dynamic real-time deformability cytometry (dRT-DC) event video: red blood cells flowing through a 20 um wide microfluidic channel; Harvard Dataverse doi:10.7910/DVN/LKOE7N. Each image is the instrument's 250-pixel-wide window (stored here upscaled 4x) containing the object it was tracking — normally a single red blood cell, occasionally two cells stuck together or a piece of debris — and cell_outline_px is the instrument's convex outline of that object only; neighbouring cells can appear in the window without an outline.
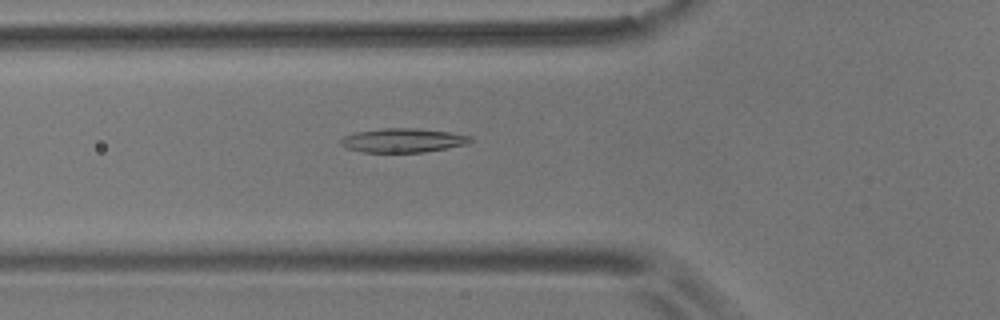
{"species": "common noctule bat (a hibernating species)", "species_latin": "Nyctalus noctula", "temperature_condition": "room temperature", "stored_images_in_passage": 31, "camera_frame_rate_fps": 3000, "um_per_image_px": 0.085, "animal": {"sex": "male", "body_mass_g": 17.9}, "frame": {"image": 1, "passage_image": 6, "time_ms": 1.667, "image_size_px": [1000, 320], "cell_outline_px": [[472, 140], [468, 144], [448, 148], [424, 152], [364, 152], [344, 148], [340, 144], [340, 140], [344, 136], [356, 132], [384, 128], [416, 128], [448, 132], [472, 136]], "centroid_in_image_um": [34.24, 11.93], "position_along_channel_um": 91.6, "area_um2": 18.21}}
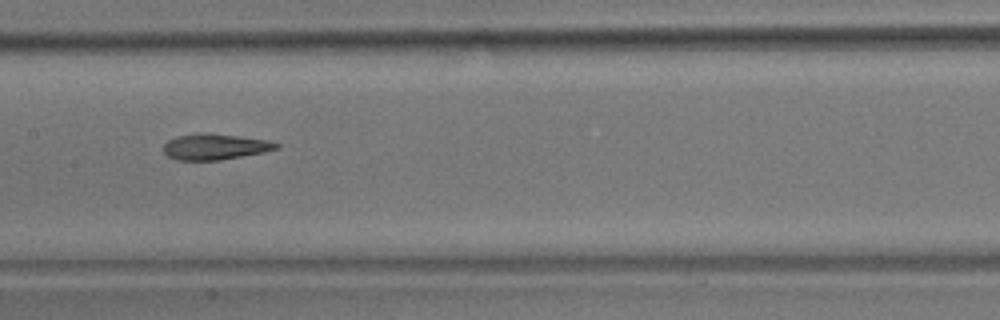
{"frame": {"image": 2, "passage_image": 14, "time_ms": 4.333, "image_size_px": [1000, 320], "cell_outline_px": [[280, 148], [264, 152], [220, 160], [176, 160], [168, 156], [164, 152], [164, 144], [168, 140], [176, 136], [204, 132], [268, 140], [280, 144]], "centroid_in_image_um": [18.27, 12.47], "position_along_channel_um": 189.1, "area_um2": 16.99}}
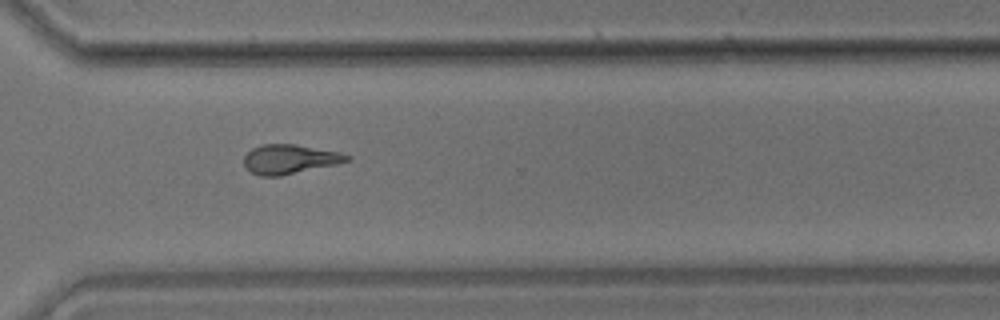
{"frame": {"image": 3, "passage_image": 27, "time_ms": 8.667, "image_size_px": [1000, 320], "cell_outline_px": [[352, 156], [348, 160], [336, 164], [280, 176], [260, 176], [252, 172], [244, 164], [244, 156], [252, 148], [264, 144], [296, 144], [340, 152]], "centroid_in_image_um": [24.62, 13.52], "position_along_channel_um": 346.0, "area_um2": 17.46}, "authors_computed_cell_mechanics": {"area_um2": 17.34, "velocity_mm_per_s": 3.6311, "shape_relaxation_time_tau1_ms": 5.8036, "shape_relaxation_time_tau2_ms": 2.6764, "deformation_change_tau1": 0.1655, "deformation_change_tau2": 0.1081}}